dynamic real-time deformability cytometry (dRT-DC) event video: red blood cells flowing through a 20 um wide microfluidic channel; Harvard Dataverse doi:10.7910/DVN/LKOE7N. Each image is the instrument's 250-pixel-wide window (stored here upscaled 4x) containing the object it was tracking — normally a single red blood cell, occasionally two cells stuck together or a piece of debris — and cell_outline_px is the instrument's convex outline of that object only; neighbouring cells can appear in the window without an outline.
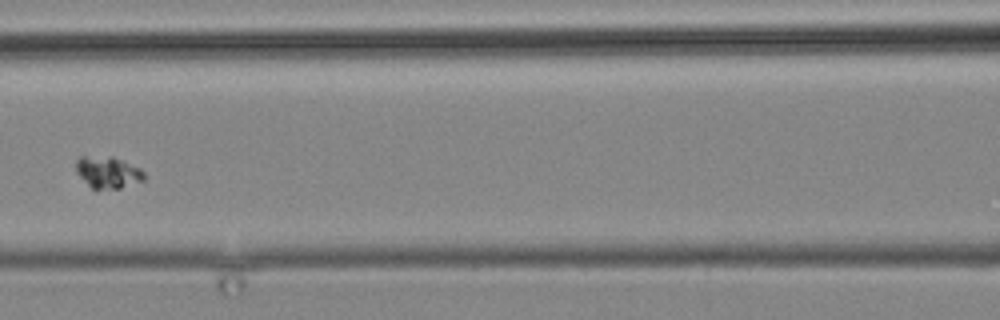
{"species": "common noctule bat (a hibernating species)", "species_latin": "Nyctalus noctula", "temperature_condition": "cold", "stored_images_in_passage": 7, "camera_frame_rate_fps": 3000, "um_per_image_px": 0.085, "animal": {"sex": "male", "body_mass_g": 19.2, "forearm_length_mm": 51.8}, "frame": {"image": 1, "passage_image": 3, "time_ms": 2.667, "image_size_px": [1000, 320], "cell_outline_px": [[144, 180], [120, 188], [92, 188], [76, 172], [76, 160], [80, 156], [112, 156], [124, 160], [140, 168], [144, 172]], "centroid_in_image_um": [9.17, 14.61], "position_along_channel_um": 157.4, "area_um2": 12.54}}
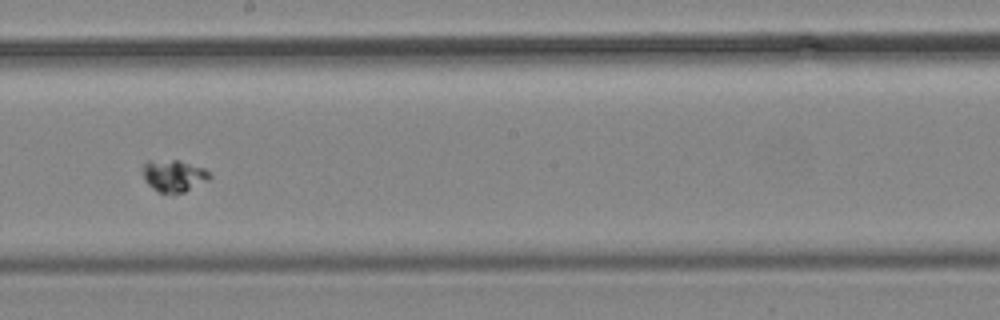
{"frame": {"image": 2, "passage_image": 5, "time_ms": 5.0, "image_size_px": [1000, 320], "cell_outline_px": [[212, 176], [208, 180], [184, 192], [156, 192], [144, 180], [144, 164], [148, 160], [176, 160], [204, 168]], "centroid_in_image_um": [14.76, 14.93], "position_along_channel_um": 233.4, "area_um2": 12.2}}
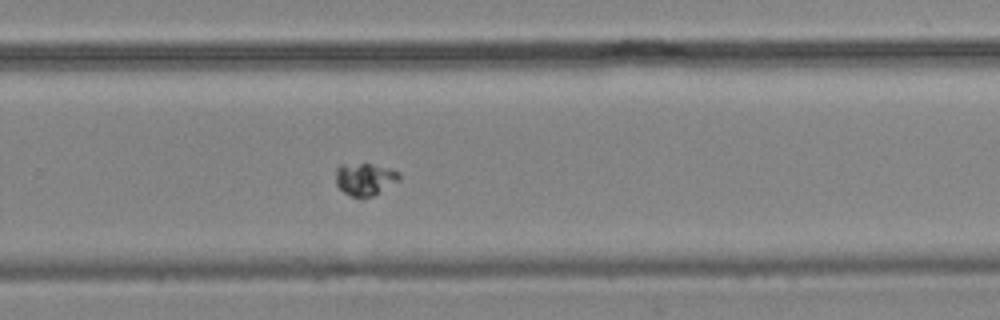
{"frame": {"image": 3, "passage_image": 7, "time_ms": 7.0, "image_size_px": [1000, 320], "cell_outline_px": [[400, 180], [372, 196], [364, 200], [360, 200], [344, 192], [336, 184], [336, 168], [340, 164], [372, 164], [392, 168], [400, 172]], "centroid_in_image_um": [31.03, 15.24], "position_along_channel_um": 298.8, "area_um2": 12.25}}